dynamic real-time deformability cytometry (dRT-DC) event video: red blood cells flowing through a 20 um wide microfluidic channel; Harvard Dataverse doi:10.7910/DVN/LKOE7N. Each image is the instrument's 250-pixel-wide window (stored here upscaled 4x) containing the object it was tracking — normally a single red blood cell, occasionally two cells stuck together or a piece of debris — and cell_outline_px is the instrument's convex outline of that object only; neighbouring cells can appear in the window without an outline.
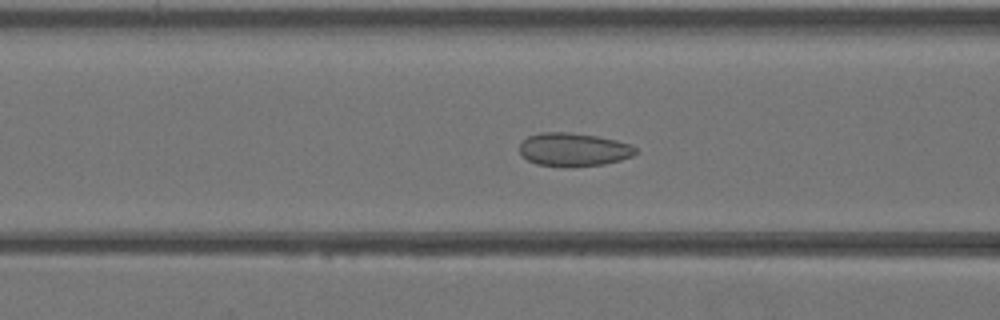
{"species": "Egyptian fruit bat (a non-hibernating species)", "species_latin": "Rousettus aegyptiacus", "temperature_condition": "warm", "stored_images_in_passage": 42, "camera_frame_rate_fps": 3000, "um_per_image_px": 0.085, "animal": {"sex": "female"}, "frame": {"image": 1, "passage_image": 17, "time_ms": 5.333, "image_size_px": [1000, 320], "cell_outline_px": [[636, 152], [632, 156], [620, 160], [604, 164], [536, 164], [520, 156], [520, 144], [528, 136], [540, 132], [568, 132], [596, 136], [616, 140], [632, 144], [636, 148]], "centroid_in_image_um": [48.75, 12.67], "position_along_channel_um": 117.8, "area_um2": 21.85}}
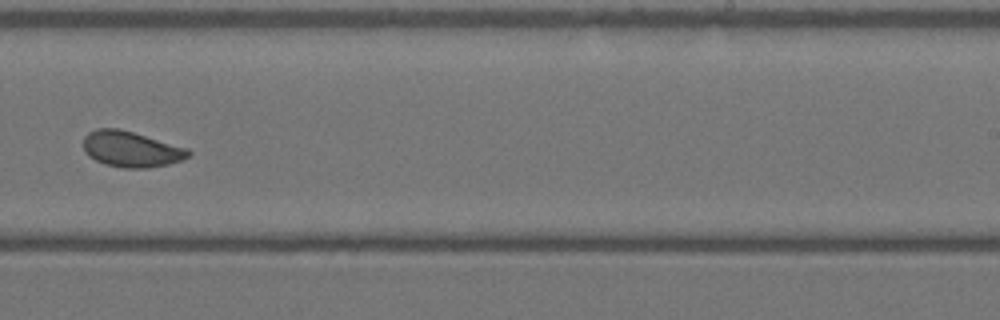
{"frame": {"image": 2, "passage_image": 27, "time_ms": 8.667, "image_size_px": [1000, 320], "cell_outline_px": [[192, 152], [188, 156], [180, 160], [168, 164], [148, 168], [124, 168], [104, 164], [88, 156], [84, 152], [84, 136], [88, 132], [96, 128], [116, 128], [132, 132], [188, 148]], "centroid_in_image_um": [11.12, 12.68], "position_along_channel_um": 277.9, "area_um2": 21.79}}
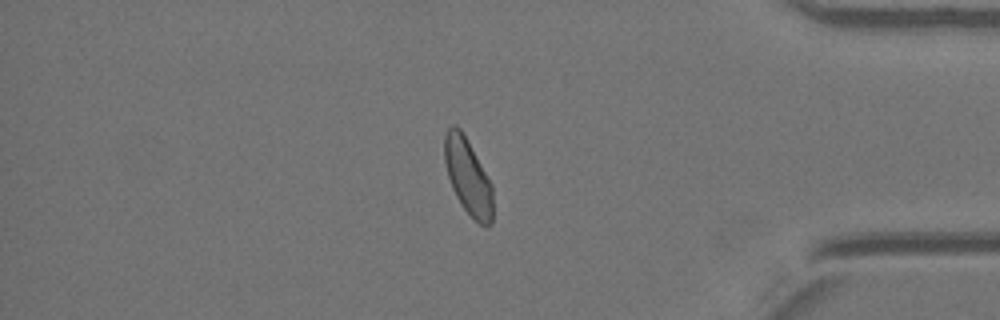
{"frame": {"image": 3, "passage_image": 36, "time_ms": 11.667, "image_size_px": [1000, 320], "cell_outline_px": [[492, 224], [480, 224], [464, 208], [456, 196], [452, 188], [448, 176], [444, 160], [444, 136], [448, 128], [452, 124], [456, 124], [460, 128], [492, 184]], "centroid_in_image_um": [39.75, 14.97], "position_along_channel_um": 395.4, "area_um2": 20.98}}